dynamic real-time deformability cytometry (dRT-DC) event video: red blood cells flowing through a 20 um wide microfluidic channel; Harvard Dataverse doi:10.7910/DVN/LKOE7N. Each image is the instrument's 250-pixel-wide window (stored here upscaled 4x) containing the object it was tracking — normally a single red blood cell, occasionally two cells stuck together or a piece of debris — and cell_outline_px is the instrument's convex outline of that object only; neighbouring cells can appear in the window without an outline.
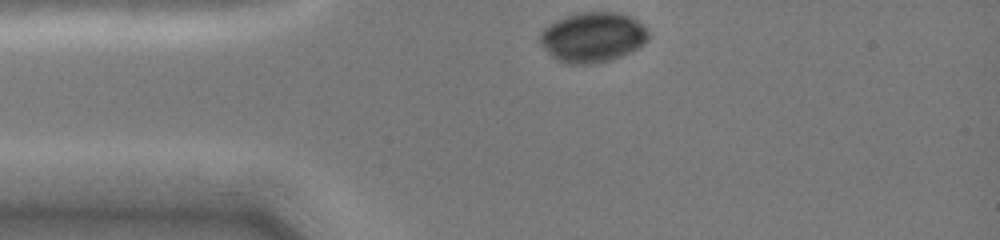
{"species": "common noctule bat (a hibernating species)", "species_latin": "Nyctalus noctula", "temperature_condition": "cold", "stored_images_in_passage": 40, "camera_frame_rate_fps": 3000, "um_per_image_px": 0.085, "animal": {"sex": "female", "body_mass_g": 19.0, "forearm_length_mm": 51.5}, "frame": {"image": 1, "passage_image": 1, "time_ms": 0.0, "image_size_px": [1000, 240], "cell_outline_px": [[648, 36], [636, 48], [612, 60], [592, 64], [568, 64], [556, 60], [540, 44], [540, 32], [548, 24], [564, 16], [576, 12], [620, 12], [632, 16], [648, 32]], "centroid_in_image_um": [50.32, 3.15], "position_along_channel_um": 34.7, "area_um2": 31.5}}
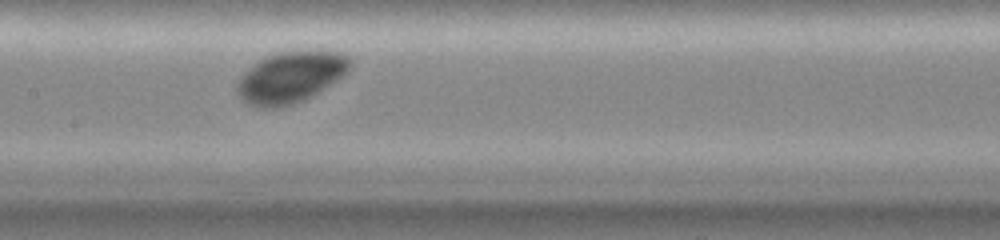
{"frame": {"image": 2, "passage_image": 24, "time_ms": 4.333, "image_size_px": [1000, 240], "cell_outline_px": [[352, 64], [348, 72], [336, 80], [304, 100], [276, 108], [260, 108], [248, 104], [236, 92], [236, 84], [264, 56], [276, 52], [340, 52], [348, 56], [352, 60]], "centroid_in_image_um": [24.72, 6.57], "position_along_channel_um": 182.7, "area_um2": 32.89}}
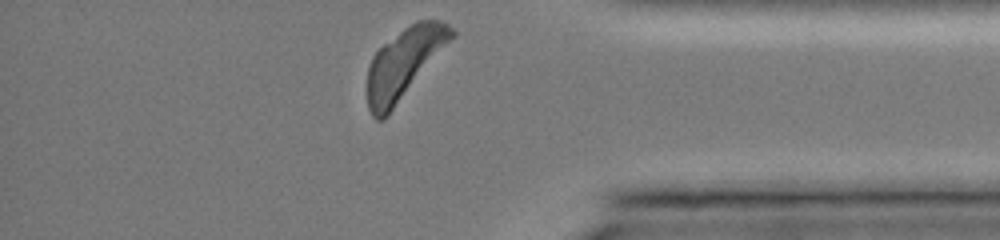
{"frame": {"image": 3, "passage_image": 40, "time_ms": 10.0, "image_size_px": [1000, 240], "cell_outline_px": [[456, 32], [388, 116], [384, 120], [376, 120], [372, 116], [368, 108], [368, 68], [372, 56], [384, 44], [404, 28], [416, 20], [440, 20], [448, 24]], "centroid_in_image_um": [34.31, 5.4], "position_along_channel_um": 400.9, "area_um2": 33.58}}